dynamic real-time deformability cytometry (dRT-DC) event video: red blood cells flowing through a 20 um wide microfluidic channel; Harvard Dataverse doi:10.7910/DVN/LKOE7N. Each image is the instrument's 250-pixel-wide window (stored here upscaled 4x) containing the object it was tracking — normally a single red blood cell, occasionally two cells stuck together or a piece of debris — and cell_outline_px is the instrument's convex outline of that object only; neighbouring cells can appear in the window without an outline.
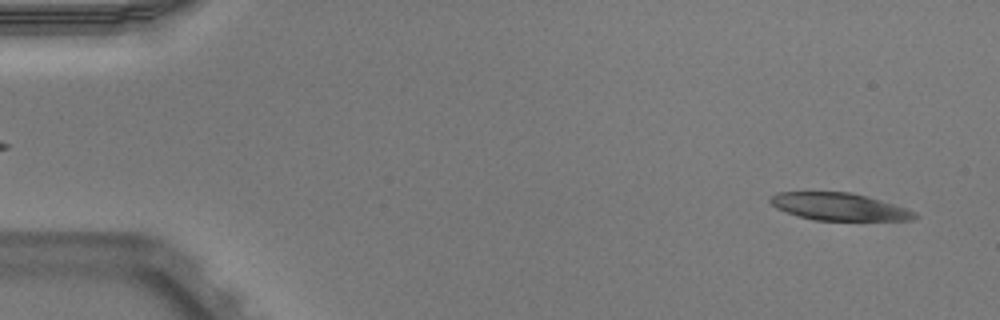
{"species": "Egyptian fruit bat (a non-hibernating species)", "species_latin": "Rousettus aegyptiacus", "temperature_condition": "warm", "stored_images_in_passage": 51, "camera_frame_rate_fps": 3000, "um_per_image_px": 0.085, "animal": {"sex": "male"}, "frame": {"image": 1, "passage_image": 2, "time_ms": 0.333, "image_size_px": [1000, 320], "cell_outline_px": [[920, 216], [912, 220], [816, 220], [800, 216], [776, 208], [768, 200], [776, 192], [852, 192], [892, 204], [916, 212]], "centroid_in_image_um": [71.32, 17.57], "position_along_channel_um": 13.7, "area_um2": 22.72}}
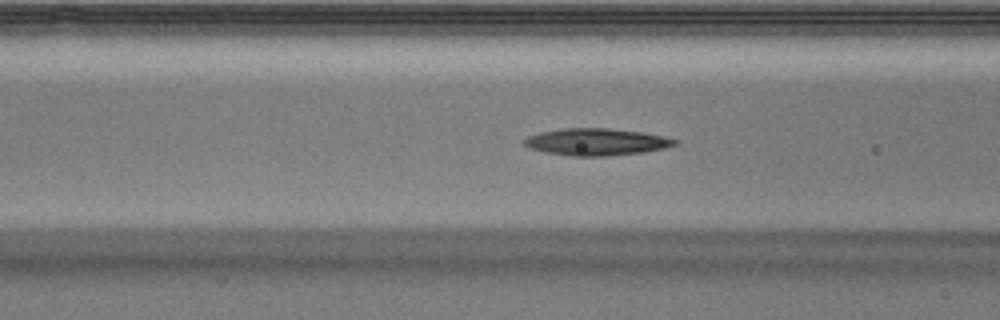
{"frame": {"image": 2, "passage_image": 19, "time_ms": 6.0, "image_size_px": [1000, 320], "cell_outline_px": [[680, 140], [676, 144], [664, 148], [640, 152], [604, 156], [572, 156], [548, 152], [532, 148], [524, 144], [524, 140], [528, 136], [540, 132], [564, 128], [608, 128], [644, 132], [664, 136]], "centroid_in_image_um": [50.73, 12.05], "position_along_channel_um": 115.9, "area_um2": 23.41}}
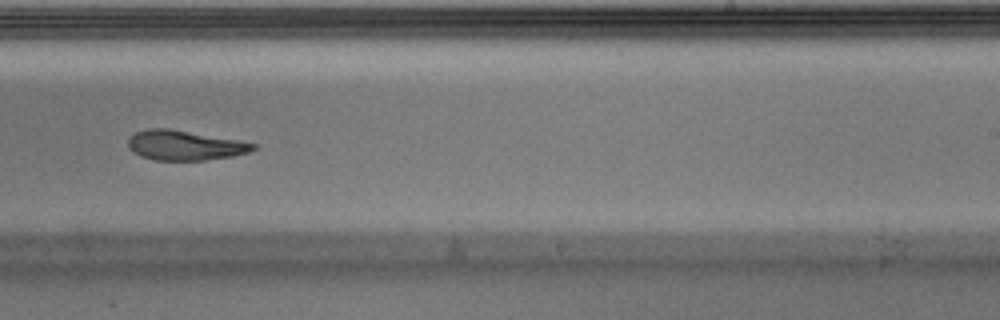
{"frame": {"image": 3, "passage_image": 31, "time_ms": 10.0, "image_size_px": [1000, 320], "cell_outline_px": [[256, 148], [248, 152], [232, 156], [204, 160], [156, 160], [140, 156], [132, 152], [128, 148], [128, 136], [136, 132], [148, 128], [168, 128], [236, 140], [256, 144]], "centroid_in_image_um": [15.63, 12.35], "position_along_channel_um": 273.4, "area_um2": 21.56}}